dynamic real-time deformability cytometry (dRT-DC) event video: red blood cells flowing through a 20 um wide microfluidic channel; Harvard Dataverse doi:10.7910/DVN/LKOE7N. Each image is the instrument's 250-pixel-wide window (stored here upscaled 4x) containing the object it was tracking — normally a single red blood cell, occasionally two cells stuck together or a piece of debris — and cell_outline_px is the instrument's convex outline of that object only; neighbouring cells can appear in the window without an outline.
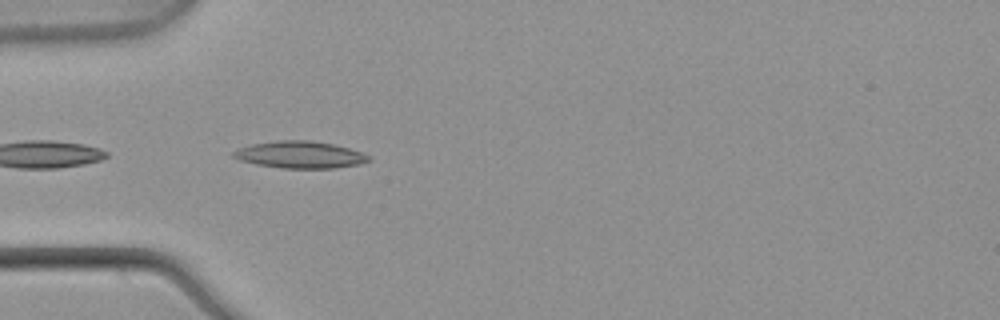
{"species": "common noctule bat (a hibernating species)", "species_latin": "Nyctalus noctula", "temperature_condition": "warm", "stored_images_in_passage": 7, "camera_frame_rate_fps": 3000, "um_per_image_px": 0.085, "animal": {"sex": "male", "body_mass_g": 21.5, "forearm_length_mm": 52.0}, "frame": {"image": 1, "passage_image": 2, "time_ms": 0.333, "image_size_px": [1000, 320], "cell_outline_px": [[372, 160], [360, 164], [336, 168], [284, 168], [256, 164], [240, 160], [232, 156], [232, 152], [236, 148], [252, 144], [280, 140], [308, 140], [332, 144], [348, 148], [360, 152], [368, 156]], "centroid_in_image_um": [25.47, 13.15], "position_along_channel_um": 59.5, "area_um2": 21.15}}